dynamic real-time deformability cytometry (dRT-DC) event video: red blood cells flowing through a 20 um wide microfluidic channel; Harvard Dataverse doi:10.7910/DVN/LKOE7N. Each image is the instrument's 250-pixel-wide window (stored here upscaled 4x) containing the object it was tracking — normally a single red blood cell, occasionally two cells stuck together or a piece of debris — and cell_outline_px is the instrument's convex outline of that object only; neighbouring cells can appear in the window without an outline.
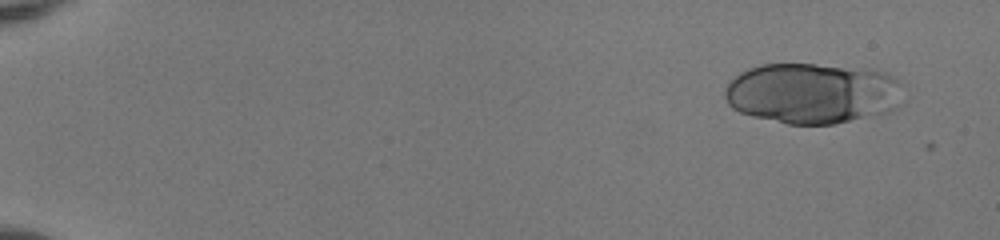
{"species": "human", "species_latin": "Homo sapiens", "temperature_condition": "room temperature", "stored_images_in_passage": 52, "camera_frame_rate_fps": 3000, "um_per_image_px": 0.085, "donor": {"sex": "female"}, "frame": {"image": 1, "passage_image": 4, "time_ms": 1.0, "image_size_px": [1000, 240], "cell_outline_px": [[904, 84], [900, 104], [896, 108], [888, 112], [832, 124], [788, 124], [752, 116], [740, 112], [732, 108], [728, 104], [724, 96], [724, 88], [728, 80], [740, 72], [748, 68], [764, 64], [816, 64], [884, 72], [896, 76]], "centroid_in_image_um": [69.05, 7.92], "position_along_channel_um": 15.9, "area_um2": 63.52}}
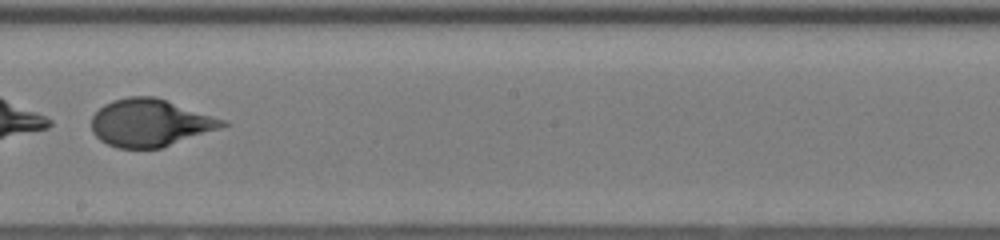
{"frame": {"image": 2, "passage_image": 33, "time_ms": 10.667, "image_size_px": [1000, 240], "cell_outline_px": [[228, 124], [220, 128], [160, 148], [116, 148], [100, 140], [92, 132], [92, 116], [104, 104], [112, 100], [128, 96], [156, 96], [228, 120]], "centroid_in_image_um": [12.77, 10.42], "position_along_channel_um": 235.4, "area_um2": 36.3}}
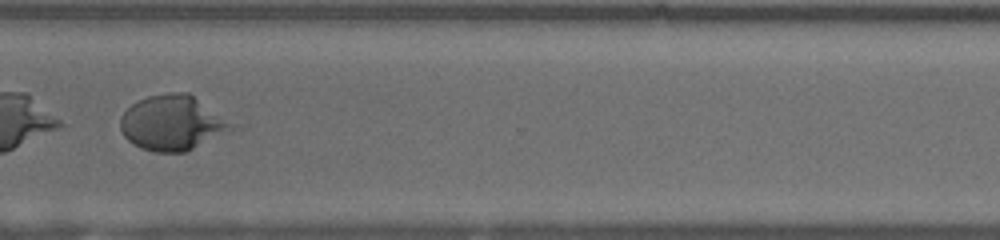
{"frame": {"image": 3, "passage_image": 42, "time_ms": 13.667, "image_size_px": [1000, 240], "cell_outline_px": [[240, 128], [184, 152], [156, 152], [140, 148], [128, 140], [124, 136], [120, 128], [120, 116], [132, 104], [148, 96], [168, 92], [188, 92], [236, 124]], "centroid_in_image_um": [14.7, 10.45], "position_along_channel_um": 355.9, "area_um2": 35.95}}